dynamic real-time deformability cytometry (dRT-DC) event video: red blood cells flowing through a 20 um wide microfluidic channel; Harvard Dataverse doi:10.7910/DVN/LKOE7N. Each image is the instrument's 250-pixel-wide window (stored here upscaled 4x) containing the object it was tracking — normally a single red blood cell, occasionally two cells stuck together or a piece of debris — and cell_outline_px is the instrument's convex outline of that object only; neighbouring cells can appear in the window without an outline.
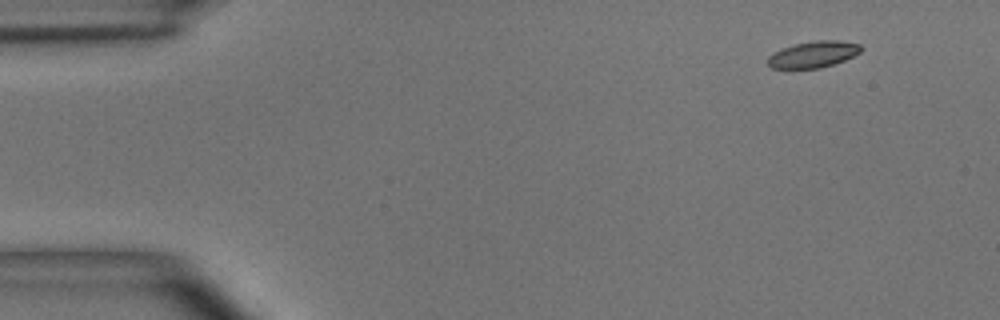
{"species": "common noctule bat (a hibernating species)", "species_latin": "Nyctalus noctula", "temperature_condition": "room temperature", "stored_images_in_passage": 4, "camera_frame_rate_fps": 3000, "um_per_image_px": 0.085, "animal": {"sex": "male", "body_mass_g": 15.6}, "frame": {"image": 1, "passage_image": 1, "time_ms": 0.0, "image_size_px": [1000, 320], "cell_outline_px": [[864, 48], [860, 52], [844, 60], [820, 68], [772, 68], [768, 64], [768, 56], [772, 52], [780, 48], [796, 44], [816, 40], [840, 40], [860, 44]], "centroid_in_image_um": [69.13, 4.61], "position_along_channel_um": 15.9, "area_um2": 14.33}}
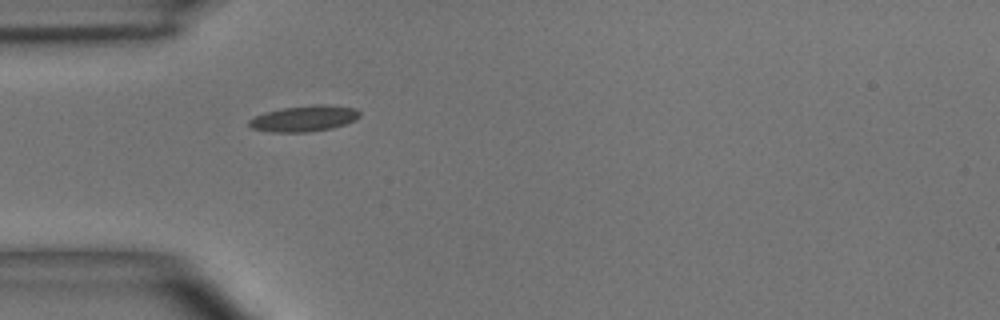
{"frame": {"image": 2, "passage_image": 4, "time_ms": 3.667, "image_size_px": [1000, 320], "cell_outline_px": [[360, 116], [356, 120], [332, 128], [308, 132], [272, 132], [252, 128], [248, 124], [248, 120], [264, 112], [284, 108], [312, 104], [324, 104], [356, 108], [360, 112]], "centroid_in_image_um": [25.87, 10.07], "position_along_channel_um": 59.1, "area_um2": 16.76}}